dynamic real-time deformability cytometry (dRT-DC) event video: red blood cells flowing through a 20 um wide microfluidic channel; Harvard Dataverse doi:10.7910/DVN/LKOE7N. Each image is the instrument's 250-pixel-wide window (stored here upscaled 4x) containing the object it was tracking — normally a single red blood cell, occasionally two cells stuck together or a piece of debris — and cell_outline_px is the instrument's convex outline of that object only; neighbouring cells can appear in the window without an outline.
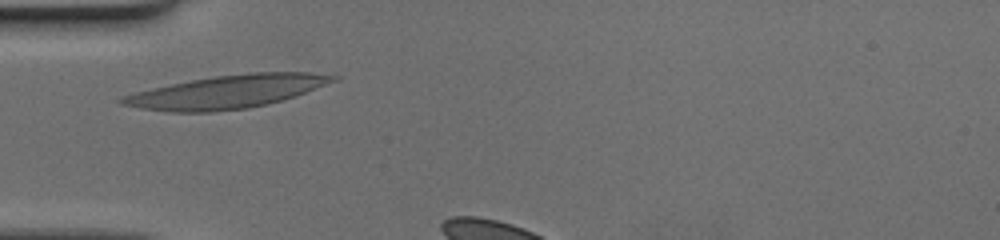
{"species": "human", "species_latin": "Homo sapiens", "temperature_condition": "cold", "stored_images_in_passage": 4, "camera_frame_rate_fps": 3000, "um_per_image_px": 0.085, "donor": {"sex": "female"}, "frame": {"image": 1, "passage_image": 1, "time_ms": 0.0, "image_size_px": [1000, 240], "cell_outline_px": [[340, 80], [296, 96], [248, 108], [212, 112], [172, 112], [140, 108], [120, 104], [116, 100], [120, 96], [152, 88], [192, 80], [216, 76], [252, 72], [312, 72], [340, 76]], "centroid_in_image_um": [19.33, 7.8], "position_along_channel_um": 65.7, "area_um2": 40.69}}